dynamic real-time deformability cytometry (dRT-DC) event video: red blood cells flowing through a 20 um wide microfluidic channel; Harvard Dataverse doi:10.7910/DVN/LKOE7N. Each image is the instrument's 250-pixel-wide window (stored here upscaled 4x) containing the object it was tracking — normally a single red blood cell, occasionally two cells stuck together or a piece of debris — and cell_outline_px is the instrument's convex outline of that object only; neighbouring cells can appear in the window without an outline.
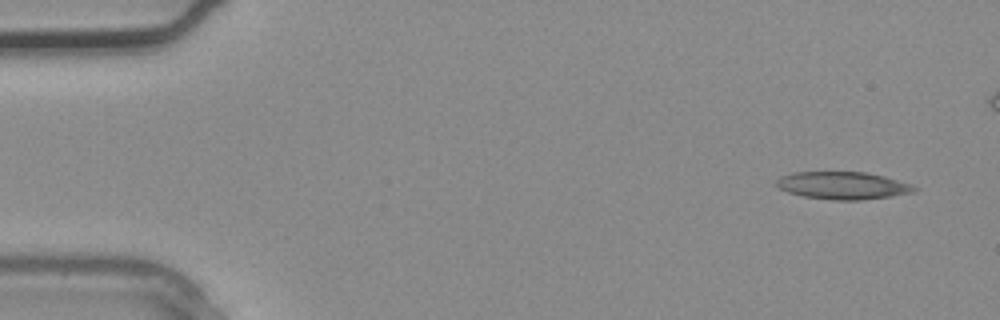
{"species": "common noctule bat (a hibernating species)", "species_latin": "Nyctalus noctula", "temperature_condition": "warm", "stored_images_in_passage": 3, "segment_of_instrument_passage": [2, 2], "camera_frame_rate_fps": 3000, "um_per_image_px": 0.085, "animal": {"sex": "male", "body_mass_g": 20.4}, "frame": {"image": 1, "passage_image": 3, "time_ms": 0.667, "image_size_px": [1000, 320], "cell_outline_px": [[920, 188], [916, 192], [892, 196], [860, 200], [836, 200], [804, 196], [788, 192], [780, 188], [776, 184], [776, 180], [780, 176], [792, 172], [864, 172], [884, 176]], "centroid_in_image_um": [71.64, 15.77], "position_along_channel_um": 13.4, "area_um2": 21.96}}